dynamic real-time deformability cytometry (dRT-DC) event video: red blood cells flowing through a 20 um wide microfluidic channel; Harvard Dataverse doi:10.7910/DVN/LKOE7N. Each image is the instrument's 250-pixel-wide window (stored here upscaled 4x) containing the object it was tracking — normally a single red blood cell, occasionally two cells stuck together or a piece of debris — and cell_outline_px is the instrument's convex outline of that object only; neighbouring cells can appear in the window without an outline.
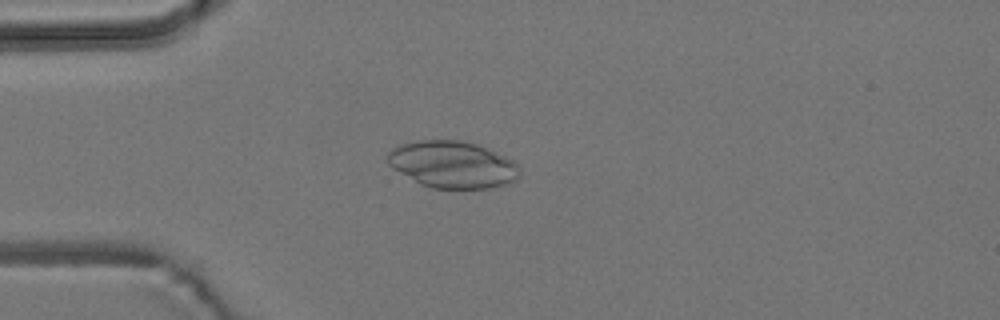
{"species": "common noctule bat (a hibernating species)", "species_latin": "Nyctalus noctula", "temperature_condition": "room temperature", "stored_images_in_passage": 5, "camera_frame_rate_fps": 3000, "um_per_image_px": 0.085, "animal": {"sex": "male", "body_mass_g": 19.2, "forearm_length_mm": 51.8}, "frame": {"image": 1, "passage_image": 4, "time_ms": 3.667, "image_size_px": [1000, 320], "cell_outline_px": [[520, 176], [512, 184], [488, 188], [432, 188], [420, 184], [392, 168], [388, 164], [388, 152], [392, 148], [400, 144], [416, 140], [460, 140], [476, 144], [488, 148], [512, 160], [520, 168]], "centroid_in_image_um": [38.48, 13.99], "position_along_channel_um": 46.5, "area_um2": 36.3}}